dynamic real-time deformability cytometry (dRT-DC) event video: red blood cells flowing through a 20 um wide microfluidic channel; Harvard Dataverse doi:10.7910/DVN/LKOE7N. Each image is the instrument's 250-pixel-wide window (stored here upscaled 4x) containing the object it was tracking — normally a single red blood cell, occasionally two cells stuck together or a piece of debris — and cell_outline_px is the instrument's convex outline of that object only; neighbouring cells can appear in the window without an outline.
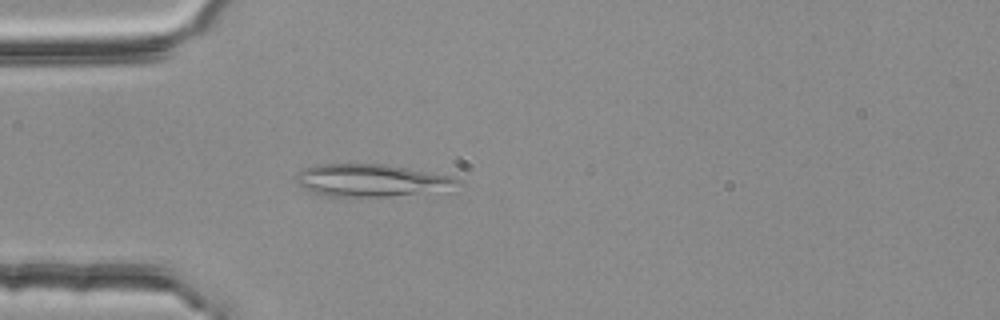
{"species": "common noctule bat (a hibernating species)", "species_latin": "Nyctalus noctula", "temperature_condition": "room temperature", "stored_images_in_passage": 52, "camera_frame_rate_fps": 3000, "um_per_image_px": 0.085, "animal": {"sex": "female", "body_mass_g": 25.1}, "frame": {"image": 1, "passage_image": 14, "time_ms": 4.333, "image_size_px": [1000, 320], "cell_outline_px": [[464, 184], [388, 196], [356, 200], [348, 200], [328, 196], [312, 192], [304, 188], [296, 180], [296, 176], [304, 168], [316, 164], [384, 164], [452, 176], [460, 180]], "centroid_in_image_um": [31.4, 15.35], "position_along_channel_um": 53.6, "area_um2": 30.35}}
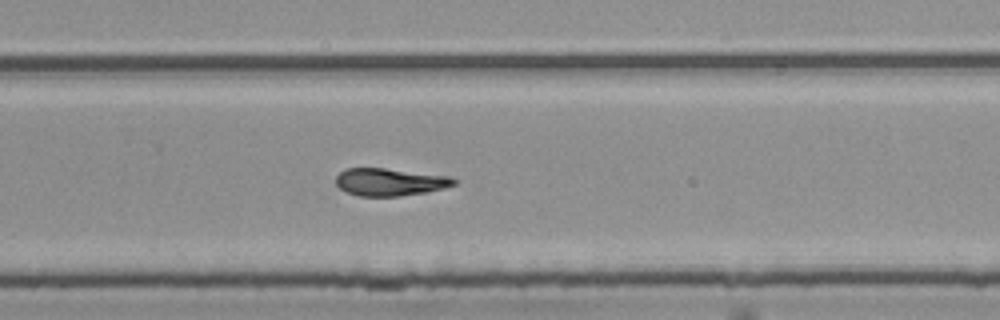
{"frame": {"image": 2, "passage_image": 34, "time_ms": 11.0, "image_size_px": [1000, 320], "cell_outline_px": [[456, 184], [444, 188], [424, 192], [400, 196], [360, 196], [348, 192], [340, 188], [336, 184], [336, 176], [344, 168], [384, 168], [452, 176], [456, 180]], "centroid_in_image_um": [33.15, 15.46], "position_along_channel_um": 296.7, "area_um2": 18.9}}
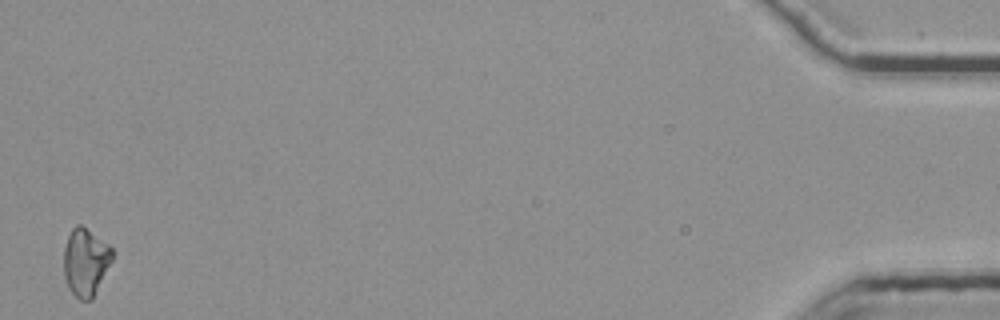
{"frame": {"image": 3, "passage_image": 52, "time_ms": 17.0, "image_size_px": [1000, 320], "cell_outline_px": [[112, 260], [92, 300], [80, 300], [68, 288], [64, 276], [64, 248], [68, 236], [72, 228], [76, 224], [80, 224], [108, 244], [112, 248]], "centroid_in_image_um": [7.26, 22.28], "position_along_channel_um": 427.9, "area_um2": 18.96}, "authors_computed_cell_mechanics": {"area_um2": 19.4786, "velocity_mm_per_s": 3.7736, "shape_relaxation_time_tau1_ms": null, "shape_relaxation_time_tau2_ms": 5.6932, "deformation_change_tau1": null, "deformation_change_tau2": 0.1453}}